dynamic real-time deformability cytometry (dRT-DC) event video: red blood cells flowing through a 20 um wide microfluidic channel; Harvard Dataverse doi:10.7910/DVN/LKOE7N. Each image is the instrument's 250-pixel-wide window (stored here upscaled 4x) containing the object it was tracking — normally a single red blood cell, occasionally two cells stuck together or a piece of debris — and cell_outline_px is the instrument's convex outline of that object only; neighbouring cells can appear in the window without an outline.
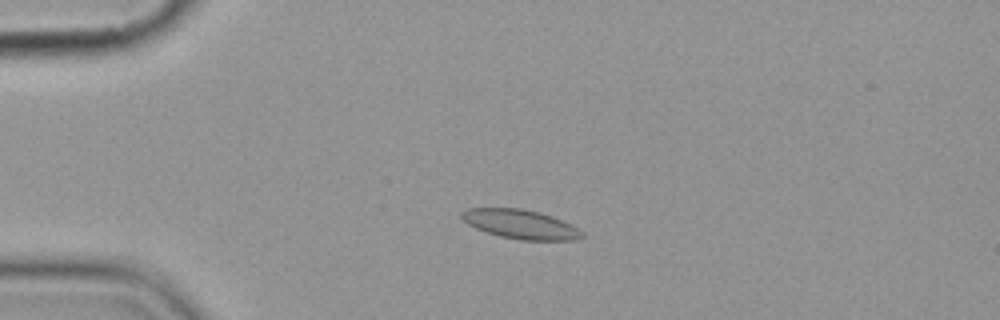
{"species": "common noctule bat (a hibernating species)", "species_latin": "Nyctalus noctula", "temperature_condition": "cold", "stored_images_in_passage": 5, "camera_frame_rate_fps": 3000, "um_per_image_px": 0.085, "animal": {"sex": "female", "body_mass_g": 19.9}, "frame": {"image": 1, "passage_image": 4, "time_ms": 3.667, "image_size_px": [1000, 320], "cell_outline_px": [[584, 236], [576, 240], [520, 240], [500, 236], [476, 228], [468, 224], [460, 216], [460, 212], [468, 208], [520, 208], [540, 212], [552, 216], [584, 232]], "centroid_in_image_um": [44.23, 19.06], "position_along_channel_um": 40.8, "area_um2": 20.29}}